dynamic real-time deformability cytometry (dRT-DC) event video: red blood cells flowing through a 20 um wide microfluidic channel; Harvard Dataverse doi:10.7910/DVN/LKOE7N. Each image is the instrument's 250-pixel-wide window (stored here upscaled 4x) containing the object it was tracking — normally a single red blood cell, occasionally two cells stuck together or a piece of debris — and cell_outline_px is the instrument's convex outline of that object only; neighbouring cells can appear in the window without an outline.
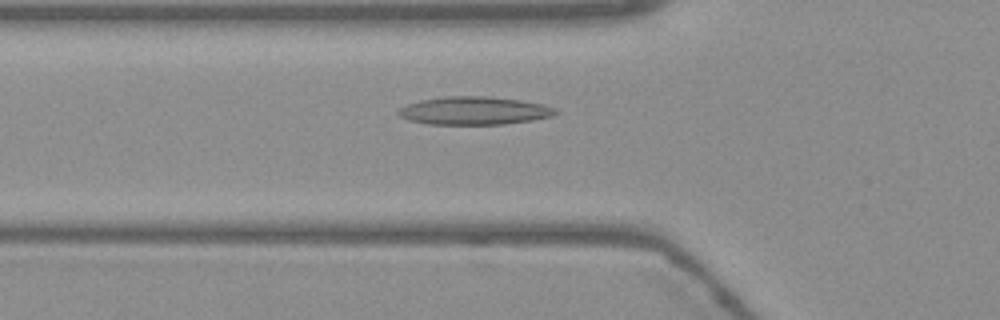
{"species": "Egyptian fruit bat (a non-hibernating species)", "species_latin": "Rousettus aegyptiacus", "temperature_condition": "warm", "stored_images_in_passage": 53, "camera_frame_rate_fps": 3000, "um_per_image_px": 0.085, "frame": {"image": 1, "passage_image": 18, "time_ms": 5.667, "image_size_px": [1000, 320], "cell_outline_px": [[560, 112], [552, 116], [532, 120], [504, 124], [428, 124], [408, 120], [400, 116], [396, 112], [400, 108], [408, 104], [420, 100], [444, 96], [488, 96], [520, 100], [540, 104], [556, 108]], "centroid_in_image_um": [40.3, 9.41], "position_along_channel_um": 85.5, "area_um2": 25.66}}
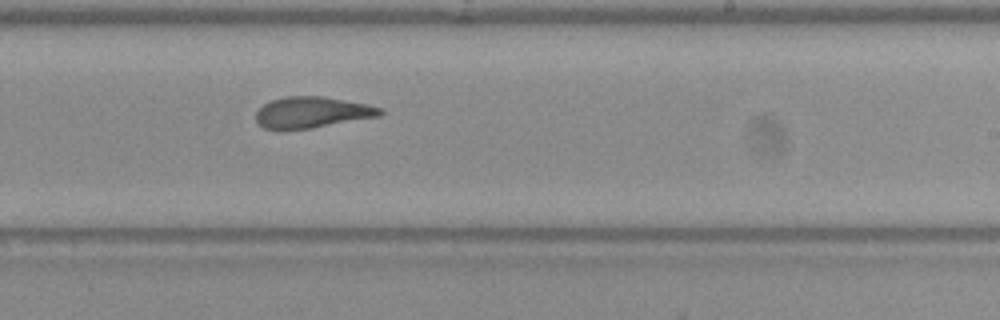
{"frame": {"image": 2, "passage_image": 32, "time_ms": 10.333, "image_size_px": [1000, 320], "cell_outline_px": [[384, 112], [380, 116], [312, 128], [276, 132], [264, 128], [256, 120], [256, 112], [264, 104], [272, 100], [284, 96], [324, 96], [368, 104], [380, 108]], "centroid_in_image_um": [26.49, 9.57], "position_along_channel_um": 262.5, "area_um2": 22.95}}
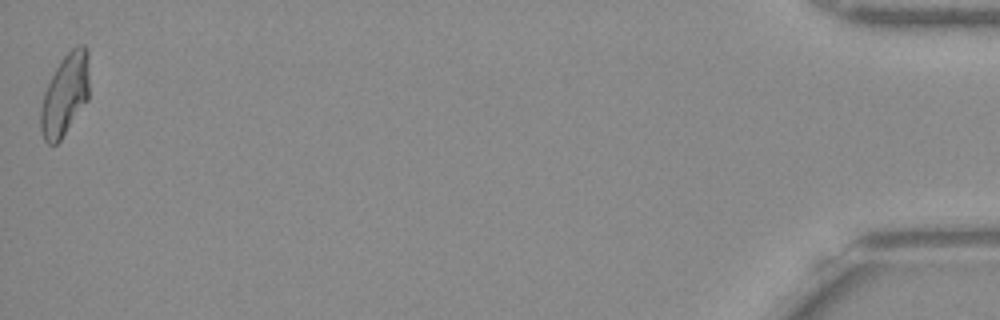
{"frame": {"image": 3, "passage_image": 53, "time_ms": 17.333, "image_size_px": [1000, 320], "cell_outline_px": [[88, 100], [60, 140], [56, 144], [48, 144], [44, 140], [40, 132], [40, 108], [44, 92], [60, 60], [76, 44], [84, 44], [88, 48]], "centroid_in_image_um": [5.52, 8.04], "position_along_channel_um": 429.7, "area_um2": 23.18}, "authors_computed_cell_mechanics": {"area_um2": 23.5824, "velocity_mm_per_s": 3.7786, "shape_relaxation_time_tau1_ms": null, "shape_relaxation_time_tau2_ms": 2.8261, "deformation_change_tau1": null, "deformation_change_tau2": 0.1109}}